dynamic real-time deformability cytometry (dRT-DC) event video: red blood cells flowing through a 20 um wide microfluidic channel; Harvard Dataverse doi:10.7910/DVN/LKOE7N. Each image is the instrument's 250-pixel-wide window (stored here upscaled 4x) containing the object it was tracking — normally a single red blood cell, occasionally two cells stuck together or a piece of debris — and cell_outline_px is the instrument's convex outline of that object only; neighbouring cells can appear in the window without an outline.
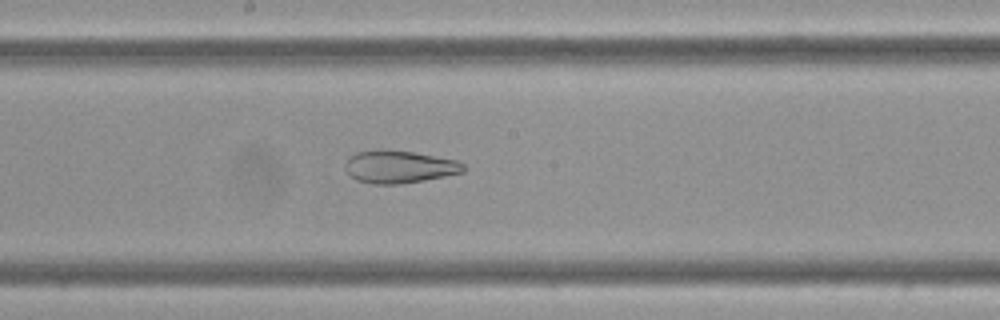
{"species": "Egyptian fruit bat (a non-hibernating species)", "species_latin": "Rousettus aegyptiacus", "temperature_condition": "cold", "stored_images_in_passage": 58, "camera_frame_rate_fps": 3000, "um_per_image_px": 0.085, "frame": {"image": 1, "passage_image": 31, "time_ms": 10.0, "image_size_px": [1000, 320], "cell_outline_px": [[464, 172], [424, 180], [400, 184], [372, 184], [356, 180], [344, 168], [344, 164], [348, 156], [356, 152], [384, 148], [412, 152], [456, 160], [464, 164]], "centroid_in_image_um": [33.88, 14.16], "position_along_channel_um": 214.3, "area_um2": 22.6}}
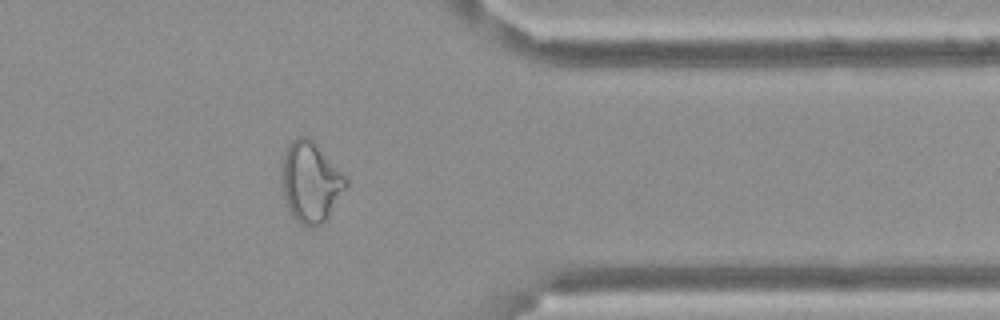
{"frame": {"image": 2, "passage_image": 47, "time_ms": 15.333, "image_size_px": [1000, 320], "cell_outline_px": [[348, 184], [328, 216], [316, 228], [312, 228], [300, 224], [292, 216], [288, 208], [284, 196], [280, 180], [280, 160], [288, 144], [292, 140], [300, 136], [308, 136], [316, 144], [348, 180]], "centroid_in_image_um": [26.34, 15.47], "position_along_channel_um": 385.1, "area_um2": 30.17}}
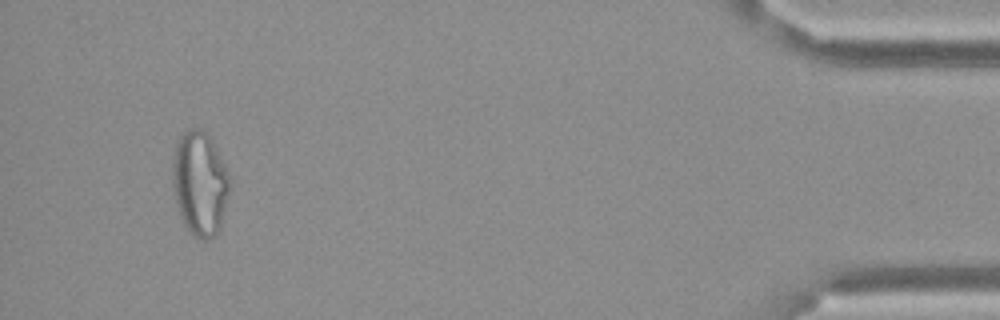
{"frame": {"image": 3, "passage_image": 55, "time_ms": 18.0, "image_size_px": [1000, 320], "cell_outline_px": [[232, 180], [220, 228], [208, 240], [200, 240], [192, 236], [188, 232], [180, 216], [176, 204], [172, 180], [172, 164], [176, 144], [180, 136], [188, 128], [200, 128], [208, 132]], "centroid_in_image_um": [16.99, 15.59], "position_along_channel_um": 418.2, "area_um2": 35.14}}